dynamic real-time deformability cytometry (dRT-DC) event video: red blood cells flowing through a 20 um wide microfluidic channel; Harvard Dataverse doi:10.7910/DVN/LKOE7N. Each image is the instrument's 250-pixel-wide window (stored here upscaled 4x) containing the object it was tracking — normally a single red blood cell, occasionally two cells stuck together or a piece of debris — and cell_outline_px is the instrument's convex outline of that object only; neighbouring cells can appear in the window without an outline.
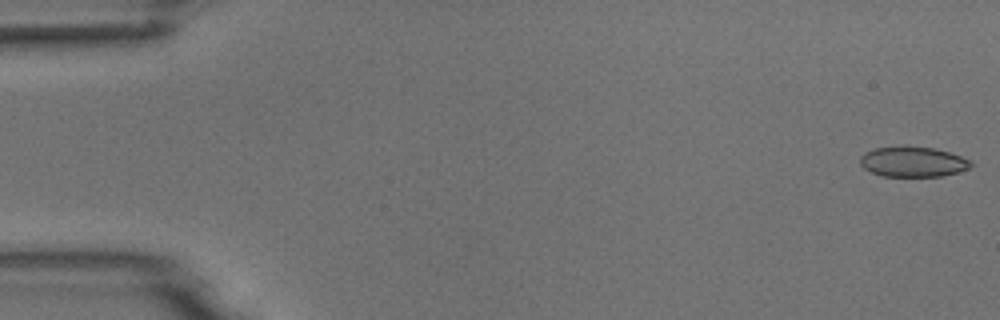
{"species": "common noctule bat (a hibernating species)", "species_latin": "Nyctalus noctula", "temperature_condition": "room temperature", "stored_images_in_passage": 5, "camera_frame_rate_fps": 3000, "um_per_image_px": 0.085, "animal": {"sex": "male", "body_mass_g": 18.8}, "frame": {"image": 1, "passage_image": 1, "time_ms": 0.0, "image_size_px": [1000, 320], "cell_outline_px": [[972, 164], [968, 168], [956, 172], [940, 176], [884, 176], [872, 172], [864, 168], [860, 164], [860, 156], [864, 152], [876, 148], [936, 148], [960, 156], [968, 160]], "centroid_in_image_um": [77.56, 13.77], "position_along_channel_um": 7.4, "area_um2": 18.79}}
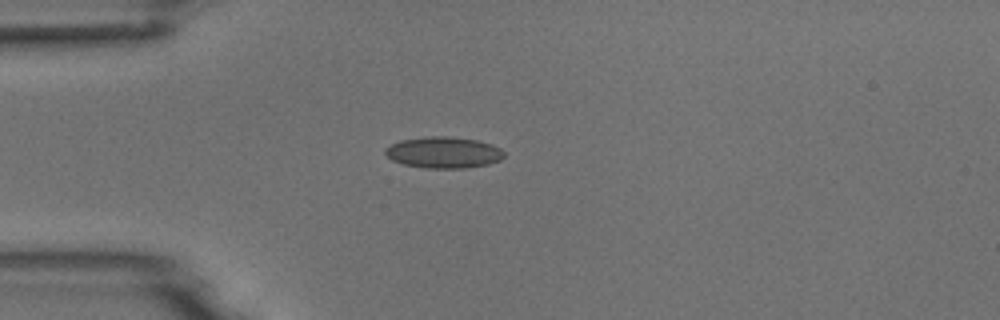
{"frame": {"image": 2, "passage_image": 5, "time_ms": 4.333, "image_size_px": [1000, 320], "cell_outline_px": [[504, 156], [500, 160], [488, 164], [464, 168], [424, 168], [404, 164], [392, 160], [384, 152], [384, 148], [400, 140], [424, 136], [448, 136], [476, 140], [492, 144], [500, 148], [504, 152]], "centroid_in_image_um": [37.69, 12.95], "position_along_channel_um": 47.3, "area_um2": 21.73}}